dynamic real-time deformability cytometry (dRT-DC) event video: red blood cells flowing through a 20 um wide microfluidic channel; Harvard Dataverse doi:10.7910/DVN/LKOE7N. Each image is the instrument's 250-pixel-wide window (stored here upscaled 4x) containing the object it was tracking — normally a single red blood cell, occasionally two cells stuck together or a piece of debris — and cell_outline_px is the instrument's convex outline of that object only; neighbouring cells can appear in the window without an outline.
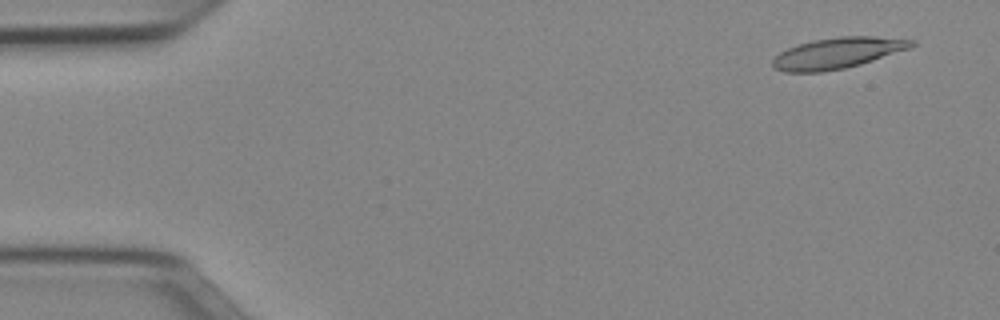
{"species": "Egyptian fruit bat (a non-hibernating species)", "species_latin": "Rousettus aegyptiacus", "temperature_condition": "cold", "stored_images_in_passage": 51, "camera_frame_rate_fps": 3000, "um_per_image_px": 0.085, "animal": {"sex": "female"}, "frame": {"image": 1, "passage_image": 3, "time_ms": 0.667, "image_size_px": [1000, 320], "cell_outline_px": [[916, 44], [908, 48], [860, 64], [844, 68], [820, 72], [784, 72], [772, 68], [772, 60], [780, 52], [788, 48], [812, 40], [840, 36], [876, 36], [916, 40]], "centroid_in_image_um": [71.15, 4.5], "position_along_channel_um": 13.8, "area_um2": 24.85}}
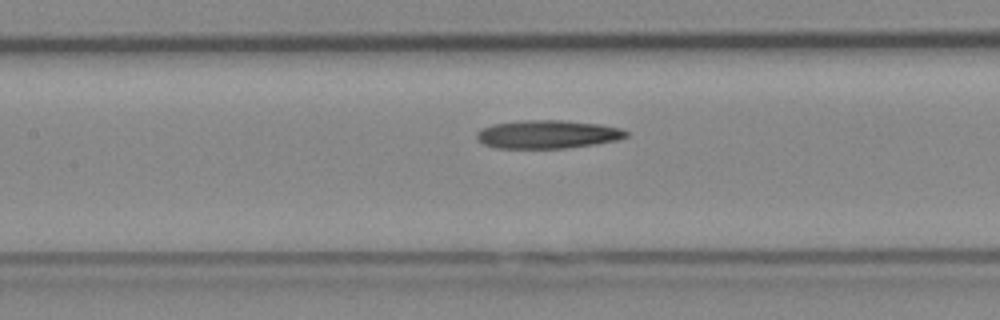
{"frame": {"image": 2, "passage_image": 23, "time_ms": 7.333, "image_size_px": [1000, 320], "cell_outline_px": [[628, 136], [616, 140], [596, 144], [568, 148], [496, 148], [484, 144], [476, 136], [476, 132], [480, 128], [492, 124], [520, 120], [564, 120], [600, 124], [620, 128], [628, 132]], "centroid_in_image_um": [46.53, 11.41], "position_along_channel_um": 160.9, "area_um2": 24.8}}
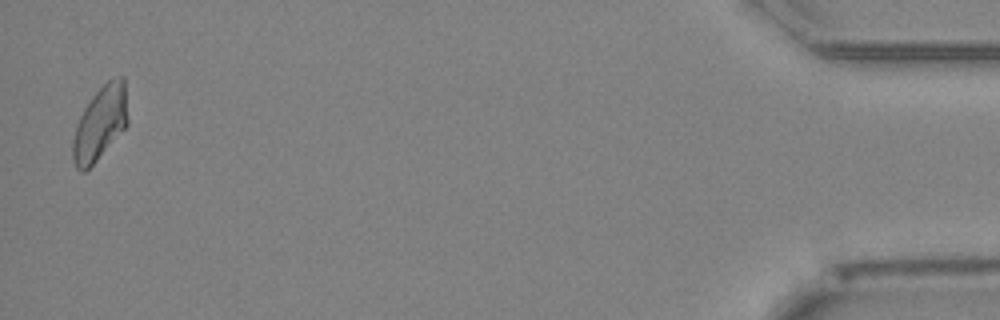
{"frame": {"image": 3, "passage_image": 50, "time_ms": 16.333, "image_size_px": [1000, 320], "cell_outline_px": [[128, 124], [96, 160], [84, 172], [80, 172], [76, 168], [72, 160], [72, 140], [76, 124], [84, 108], [92, 96], [112, 76], [124, 76], [128, 120]], "centroid_in_image_um": [8.5, 10.46], "position_along_channel_um": 426.7, "area_um2": 23.58}, "authors_computed_cell_mechanics": {"area_um2": 24.7384, "velocity_mm_per_s": 3.945, "shape_relaxation_time_tau1_ms": null, "shape_relaxation_time_tau2_ms": 4.6128, "deformation_change_tau1": null, "deformation_change_tau2": 0.151}}